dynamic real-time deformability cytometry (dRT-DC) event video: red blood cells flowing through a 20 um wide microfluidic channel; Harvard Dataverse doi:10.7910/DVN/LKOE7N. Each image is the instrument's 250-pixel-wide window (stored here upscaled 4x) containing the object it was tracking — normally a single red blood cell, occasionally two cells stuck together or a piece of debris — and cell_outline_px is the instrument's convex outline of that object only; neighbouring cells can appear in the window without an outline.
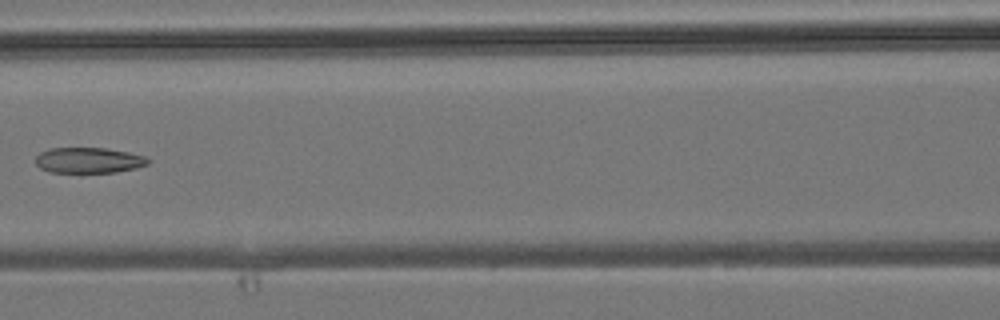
{"species": "common noctule bat (a hibernating species)", "species_latin": "Nyctalus noctula", "temperature_condition": "room temperature", "stored_images_in_passage": 4, "camera_frame_rate_fps": 3000, "um_per_image_px": 0.085, "animal": {"sex": "male", "body_mass_g": 19.2, "forearm_length_mm": 51.8}, "frame": {"image": 1, "passage_image": 3, "time_ms": 2.333, "image_size_px": [1000, 320], "cell_outline_px": [[148, 164], [136, 168], [116, 172], [48, 172], [40, 168], [36, 164], [36, 156], [40, 152], [48, 148], [104, 148], [128, 152], [144, 156], [148, 160]], "centroid_in_image_um": [7.5, 13.62], "position_along_channel_um": 159.1, "area_um2": 16.7}}
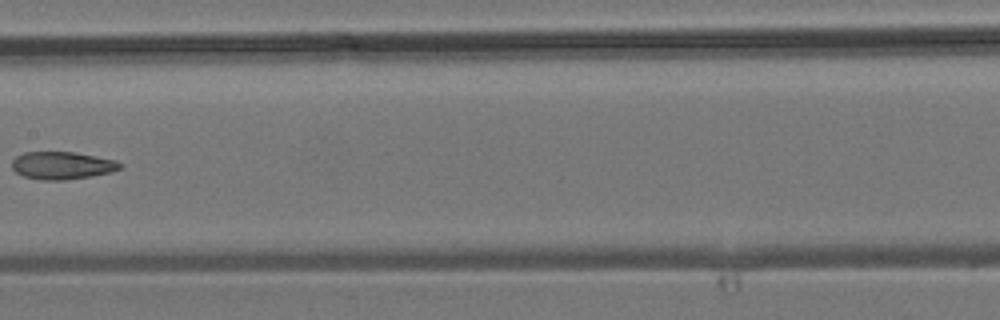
{"frame": {"image": 2, "passage_image": 4, "time_ms": 3.333, "image_size_px": [1000, 320], "cell_outline_px": [[124, 164], [120, 168], [112, 172], [92, 176], [64, 180], [40, 180], [24, 176], [16, 172], [12, 168], [12, 160], [16, 156], [24, 152], [76, 152], [116, 160]], "centroid_in_image_um": [5.29, 14.06], "position_along_channel_um": 202.1, "area_um2": 17.51}}